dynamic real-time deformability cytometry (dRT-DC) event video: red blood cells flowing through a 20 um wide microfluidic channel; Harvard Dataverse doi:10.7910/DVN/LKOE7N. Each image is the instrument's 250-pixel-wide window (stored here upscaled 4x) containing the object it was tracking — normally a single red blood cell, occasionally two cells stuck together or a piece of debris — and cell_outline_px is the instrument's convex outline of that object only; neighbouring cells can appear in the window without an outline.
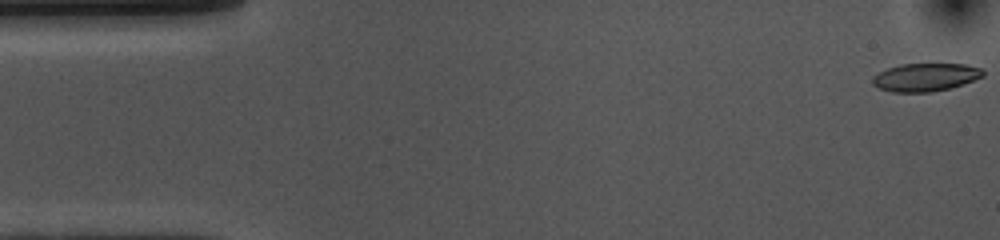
{"species": "common noctule bat (a hibernating species)", "species_latin": "Nyctalus noctula", "temperature_condition": "cold", "stored_images_in_passage": 55, "camera_frame_rate_fps": 3000, "um_per_image_px": 0.085, "animal": {"sex": "female", "body_mass_g": 10.0, "forearm_length_mm": 53.1}, "frame": {"image": 1, "passage_image": 1, "time_ms": 0.0, "image_size_px": [1000, 240], "cell_outline_px": [[984, 76], [948, 88], [928, 92], [892, 92], [880, 88], [872, 84], [872, 76], [888, 68], [900, 64], [964, 64], [980, 68], [984, 72]], "centroid_in_image_um": [78.62, 6.56], "position_along_channel_um": 6.4, "area_um2": 17.74}}
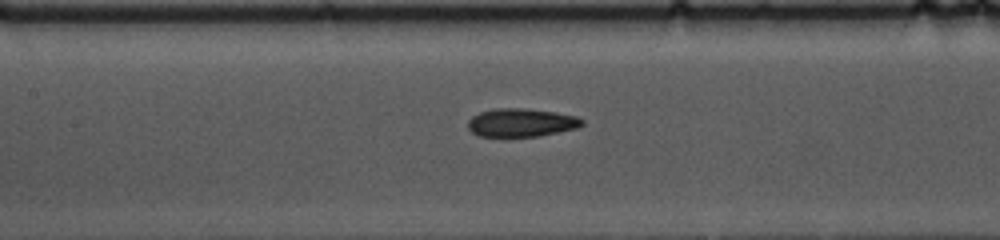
{"frame": {"image": 2, "passage_image": 24, "time_ms": 7.667, "image_size_px": [1000, 240], "cell_outline_px": [[584, 124], [576, 128], [540, 136], [480, 136], [472, 132], [468, 128], [468, 120], [472, 116], [480, 112], [496, 108], [524, 108], [556, 112], [576, 116], [584, 120]], "centroid_in_image_um": [44.31, 10.41], "position_along_channel_um": 163.1, "area_um2": 18.79}}
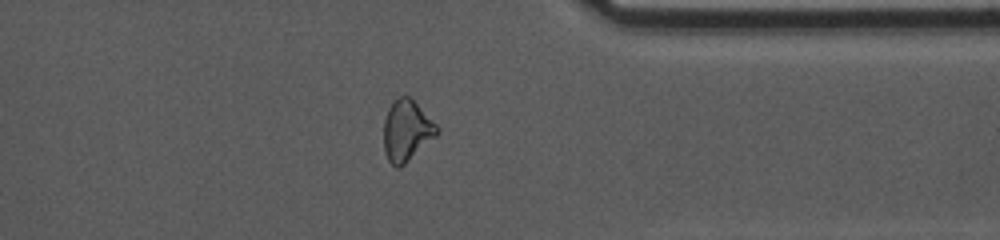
{"frame": {"image": 3, "passage_image": 43, "time_ms": 14.0, "image_size_px": [1000, 240], "cell_outline_px": [[440, 132], [436, 136], [400, 168], [396, 168], [388, 160], [384, 152], [384, 120], [388, 108], [400, 96], [412, 96], [440, 128]], "centroid_in_image_um": [34.59, 11.09], "position_along_channel_um": 376.8, "area_um2": 19.13}, "authors_computed_cell_mechanics": {"area_um2": 19.1896, "velocity_mm_per_s": 3.5515, "shape_relaxation_time_tau1_ms": 5.5182, "shape_relaxation_time_tau2_ms": 3.156, "deformation_change_tau1": 0.1412, "deformation_change_tau2": 0.1025}}